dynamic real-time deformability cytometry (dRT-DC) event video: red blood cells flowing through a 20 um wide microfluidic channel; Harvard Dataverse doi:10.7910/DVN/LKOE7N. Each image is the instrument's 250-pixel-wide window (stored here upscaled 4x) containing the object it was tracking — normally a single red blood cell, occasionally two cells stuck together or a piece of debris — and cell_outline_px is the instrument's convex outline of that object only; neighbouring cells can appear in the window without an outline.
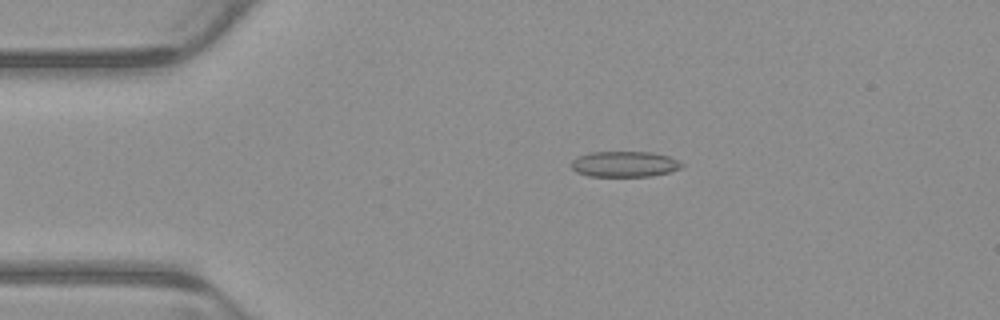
{"species": "common noctule bat (a hibernating species)", "species_latin": "Nyctalus noctula", "temperature_condition": "warm", "stored_images_in_passage": 5, "camera_frame_rate_fps": 3000, "um_per_image_px": 0.085, "animal": {"sex": "male", "body_mass_g": 23.1, "forearm_length_mm": 52.7}, "frame": {"image": 1, "passage_image": 3, "time_ms": 0.667, "image_size_px": [1000, 320], "cell_outline_px": [[684, 164], [680, 168], [668, 172], [652, 176], [588, 176], [576, 172], [572, 168], [572, 160], [588, 152], [652, 152], [668, 156], [680, 160]], "centroid_in_image_um": [53.1, 13.94], "position_along_channel_um": 31.9, "area_um2": 16.53}}
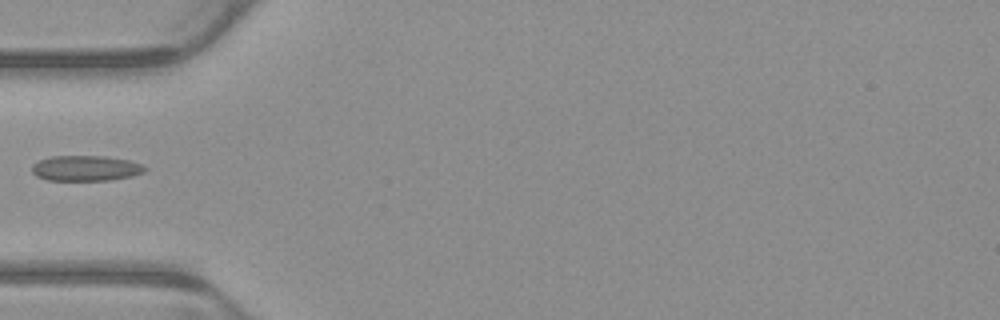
{"frame": {"image": 2, "passage_image": 5, "time_ms": 1.333, "image_size_px": [1000, 320], "cell_outline_px": [[148, 168], [144, 172], [132, 176], [112, 180], [48, 180], [36, 176], [32, 172], [32, 164], [40, 160], [52, 156], [104, 156], [128, 160], [140, 164]], "centroid_in_image_um": [7.29, 14.3], "position_along_channel_um": 77.7, "area_um2": 16.7}}